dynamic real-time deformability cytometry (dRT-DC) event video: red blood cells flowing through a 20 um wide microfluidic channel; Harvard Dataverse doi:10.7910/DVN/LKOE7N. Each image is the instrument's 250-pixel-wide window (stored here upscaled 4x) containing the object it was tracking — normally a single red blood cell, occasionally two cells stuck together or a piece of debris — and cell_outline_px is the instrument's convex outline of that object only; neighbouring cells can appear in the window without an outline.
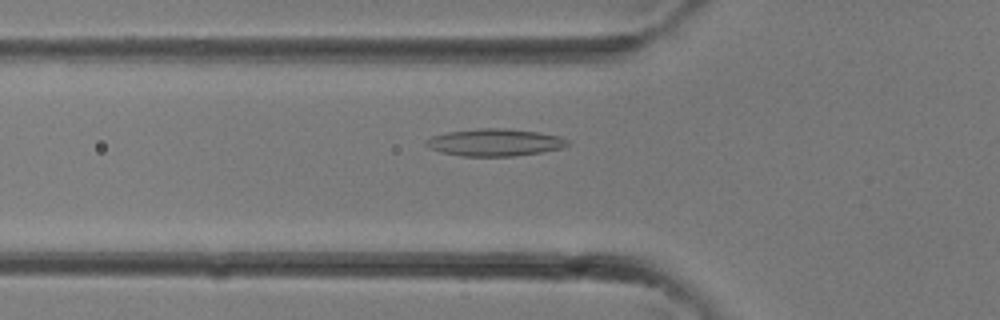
{"species": "common noctule bat (a hibernating species)", "species_latin": "Nyctalus noctula", "temperature_condition": "room temperature", "stored_images_in_passage": 33, "camera_frame_rate_fps": 3000, "um_per_image_px": 0.085, "animal": {"sex": "female"}, "frame": {"image": 1, "passage_image": 12, "time_ms": 3.667, "image_size_px": [1000, 320], "cell_outline_px": [[568, 144], [560, 148], [540, 152], [516, 156], [460, 156], [440, 152], [428, 148], [424, 144], [424, 140], [432, 136], [448, 132], [480, 128], [504, 128], [540, 132], [560, 136], [568, 140]], "centroid_in_image_um": [42.01, 12.1], "position_along_channel_um": 83.8, "area_um2": 22.54}}
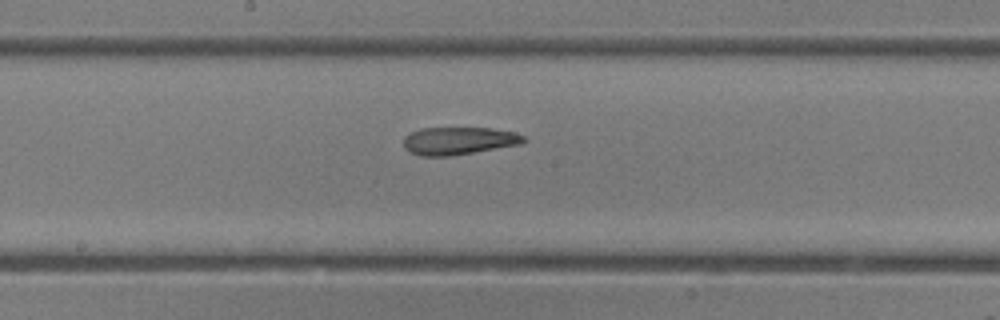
{"frame": {"image": 2, "passage_image": 18, "time_ms": 5.667, "image_size_px": [1000, 320], "cell_outline_px": [[528, 140], [520, 144], [452, 156], [420, 156], [404, 148], [404, 136], [408, 132], [420, 128], [492, 128], [516, 132], [524, 136]], "centroid_in_image_um": [38.98, 11.96], "position_along_channel_um": 209.2, "area_um2": 19.54}}
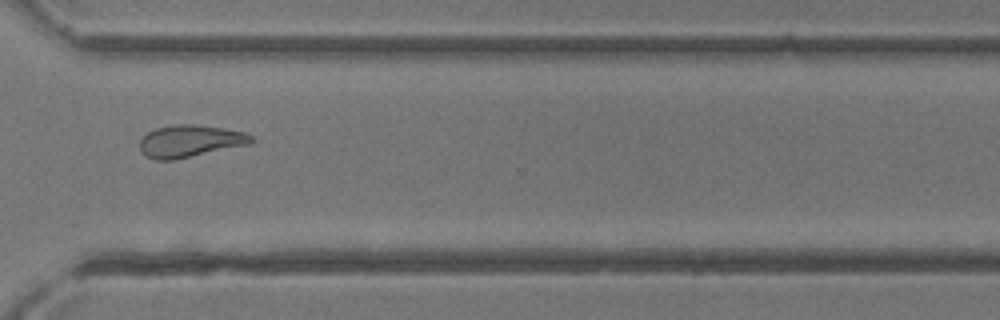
{"frame": {"image": 3, "passage_image": 25, "time_ms": 8.0, "image_size_px": [1000, 320], "cell_outline_px": [[256, 140], [252, 144], [172, 160], [156, 160], [144, 156], [140, 148], [140, 140], [148, 132], [156, 128], [176, 124], [196, 124], [224, 128], [244, 132], [256, 136]], "centroid_in_image_um": [16.21, 11.99], "position_along_channel_um": 354.4, "area_um2": 21.15}}